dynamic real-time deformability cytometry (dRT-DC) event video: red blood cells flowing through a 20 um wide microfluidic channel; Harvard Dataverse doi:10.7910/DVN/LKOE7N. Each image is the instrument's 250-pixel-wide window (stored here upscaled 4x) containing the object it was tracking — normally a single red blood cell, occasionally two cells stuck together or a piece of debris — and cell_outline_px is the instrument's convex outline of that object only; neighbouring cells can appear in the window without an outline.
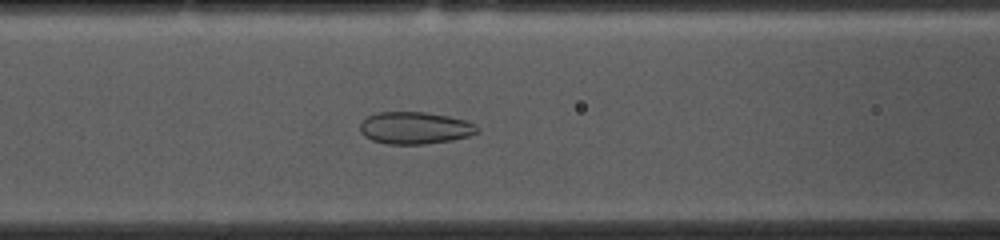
{"species": "common noctule bat (a hibernating species)", "species_latin": "Nyctalus noctula", "temperature_condition": "cold", "stored_images_in_passage": 52, "camera_frame_rate_fps": 3000, "um_per_image_px": 0.085, "animal": {"sex": "female", "body_mass_g": 10.0, "forearm_length_mm": 53.1}, "frame": {"image": 1, "passage_image": 20, "time_ms": 6.333, "image_size_px": [1000, 240], "cell_outline_px": [[480, 132], [468, 136], [452, 140], [424, 144], [388, 144], [372, 140], [364, 136], [360, 132], [360, 124], [368, 116], [376, 112], [424, 112], [448, 116], [468, 120], [476, 124], [480, 128]], "centroid_in_image_um": [35.31, 10.87], "position_along_channel_um": 131.3, "area_um2": 22.14}}
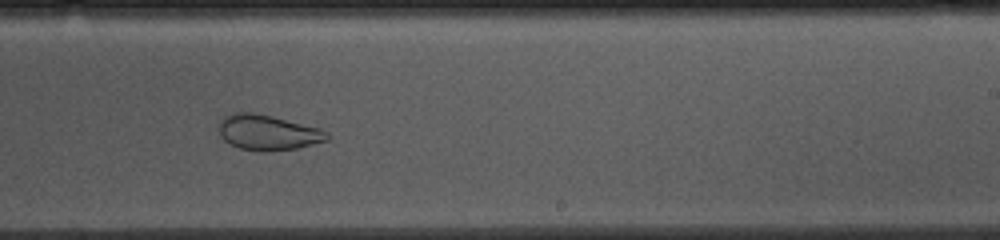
{"frame": {"image": 2, "passage_image": 31, "time_ms": 10.0, "image_size_px": [1000, 240], "cell_outline_px": [[328, 140], [296, 148], [268, 152], [260, 152], [240, 148], [228, 144], [220, 136], [220, 120], [224, 116], [232, 112], [252, 112], [272, 116], [320, 128], [328, 132]], "centroid_in_image_um": [22.74, 11.26], "position_along_channel_um": 266.3, "area_um2": 22.37}}
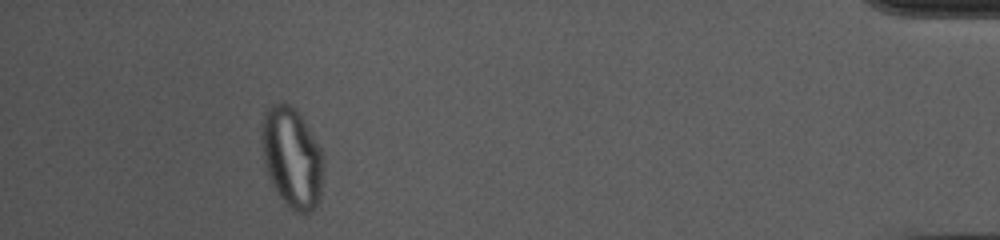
{"frame": {"image": 3, "passage_image": 48, "time_ms": 15.667, "image_size_px": [1000, 240], "cell_outline_px": [[324, 164], [320, 196], [312, 212], [292, 212], [284, 204], [276, 192], [268, 176], [264, 164], [260, 136], [264, 112], [272, 104], [288, 104], [300, 112], [320, 148]], "centroid_in_image_um": [24.8, 13.41], "position_along_channel_um": 410.4, "area_um2": 36.47}, "authors_computed_cell_mechanics": {"area_um2": 29.5647, "velocity_mm_per_s": 3.6901, "shape_relaxation_time_tau1_ms": null, "shape_relaxation_time_tau2_ms": 1.3142, "deformation_change_tau1": null, "deformation_change_tau2": 0.0601}}